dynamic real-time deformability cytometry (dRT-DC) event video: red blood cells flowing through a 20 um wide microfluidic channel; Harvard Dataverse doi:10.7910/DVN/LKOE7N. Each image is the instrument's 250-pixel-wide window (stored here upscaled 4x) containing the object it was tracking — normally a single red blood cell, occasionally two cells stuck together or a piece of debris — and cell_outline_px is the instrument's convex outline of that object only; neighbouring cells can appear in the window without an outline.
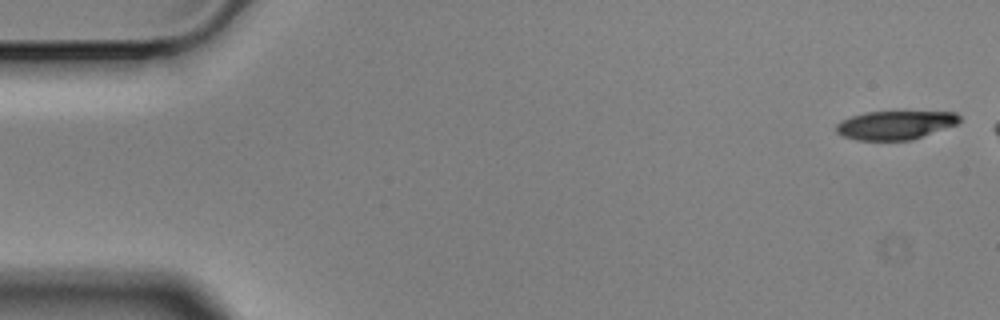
{"species": "Egyptian fruit bat (a non-hibernating species)", "species_latin": "Rousettus aegyptiacus", "temperature_condition": "cold", "stored_images_in_passage": 16, "camera_frame_rate_fps": 3000, "um_per_image_px": 0.085, "animal": {"sex": "male"}, "frame": {"image": 1, "passage_image": 1, "time_ms": 0.0, "image_size_px": [1000, 320], "cell_outline_px": [[960, 120], [956, 124], [912, 140], [856, 140], [844, 136], [836, 132], [836, 124], [840, 120], [864, 112], [956, 112], [960, 116]], "centroid_in_image_um": [76.06, 10.63], "position_along_channel_um": 8.9, "area_um2": 20.46}}
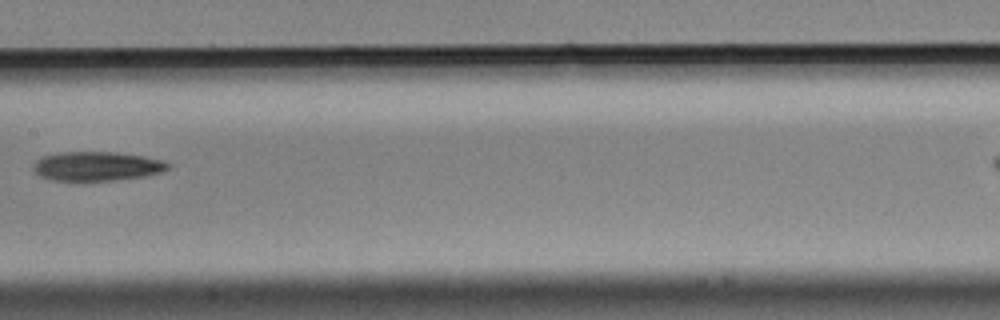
{"frame": {"image": 2, "passage_image": 8, "time_ms": 2.333, "image_size_px": [1000, 320], "cell_outline_px": [[172, 164], [168, 168], [160, 172], [144, 176], [112, 180], [76, 184], [52, 180], [40, 176], [32, 168], [32, 164], [36, 160], [44, 156], [60, 152], [116, 152], [144, 156], [164, 160]], "centroid_in_image_um": [8.18, 14.16], "position_along_channel_um": 199.2, "area_um2": 23.7}}
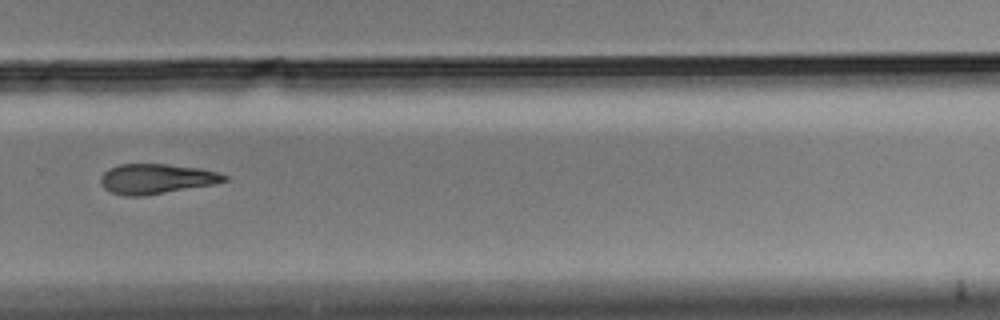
{"frame": {"image": 3, "passage_image": 11, "time_ms": 3.333, "image_size_px": [1000, 320], "cell_outline_px": [[228, 180], [212, 184], [144, 196], [124, 196], [112, 192], [104, 188], [100, 184], [100, 180], [104, 172], [108, 168], [120, 164], [168, 164], [200, 168], [220, 172], [228, 176]], "centroid_in_image_um": [13.28, 15.19], "position_along_channel_um": 316.5, "area_um2": 21.62}}